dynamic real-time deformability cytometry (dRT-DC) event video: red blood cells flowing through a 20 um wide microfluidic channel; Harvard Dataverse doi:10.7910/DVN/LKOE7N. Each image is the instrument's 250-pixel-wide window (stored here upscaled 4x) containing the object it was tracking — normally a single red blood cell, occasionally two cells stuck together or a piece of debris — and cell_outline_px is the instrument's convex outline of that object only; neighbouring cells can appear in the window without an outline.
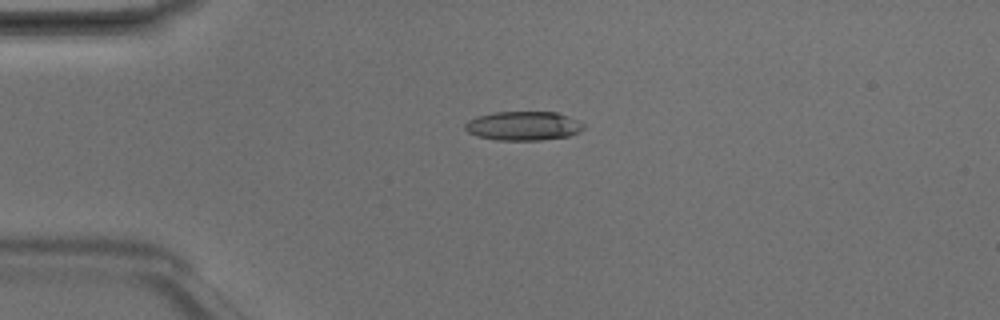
{"species": "Egyptian fruit bat (a non-hibernating species)", "species_latin": "Rousettus aegyptiacus", "temperature_condition": "room temperature", "stored_images_in_passage": 5, "camera_frame_rate_fps": 3000, "um_per_image_px": 0.085, "animal": {"sex": "male"}, "frame": {"image": 1, "passage_image": 4, "time_ms": 1.0, "image_size_px": [1000, 320], "cell_outline_px": [[584, 128], [580, 132], [568, 136], [540, 140], [496, 140], [476, 136], [468, 132], [464, 128], [464, 124], [468, 120], [476, 116], [496, 112], [556, 112], [580, 120], [584, 124]], "centroid_in_image_um": [44.48, 10.7], "position_along_channel_um": 40.5, "area_um2": 20.23}}